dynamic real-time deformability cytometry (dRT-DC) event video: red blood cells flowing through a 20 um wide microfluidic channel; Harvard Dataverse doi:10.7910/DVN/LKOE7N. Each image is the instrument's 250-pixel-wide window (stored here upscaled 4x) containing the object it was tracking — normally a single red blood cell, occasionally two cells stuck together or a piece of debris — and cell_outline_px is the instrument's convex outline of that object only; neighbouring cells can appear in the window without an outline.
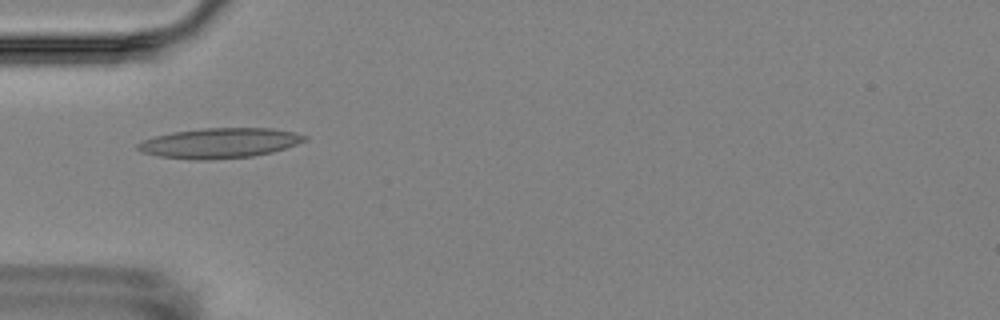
{"species": "Egyptian fruit bat (a non-hibernating species)", "species_latin": "Rousettus aegyptiacus", "temperature_condition": "room temperature", "stored_images_in_passage": 15, "camera_frame_rate_fps": 3000, "um_per_image_px": 0.085, "animal": {"sex": "female"}, "frame": {"image": 1, "passage_image": 4, "time_ms": 4.333, "image_size_px": [1000, 320], "cell_outline_px": [[308, 140], [272, 152], [252, 156], [208, 160], [196, 160], [160, 156], [144, 152], [136, 148], [136, 144], [144, 140], [156, 136], [172, 132], [204, 128], [272, 128], [292, 132], [308, 136]], "centroid_in_image_um": [18.68, 12.16], "position_along_channel_um": 66.3, "area_um2": 29.02}}
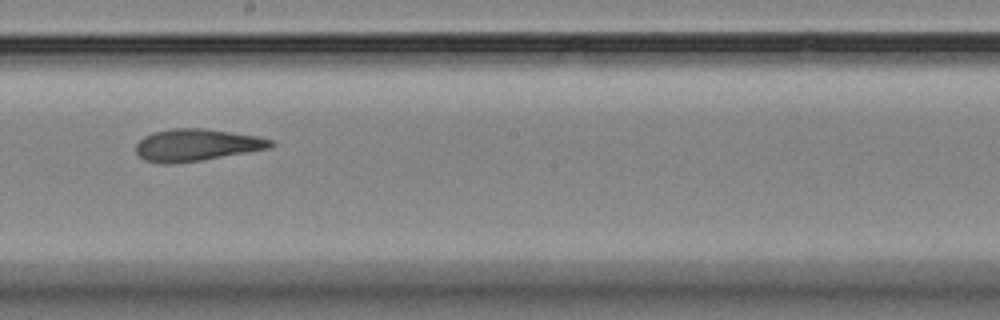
{"frame": {"image": 2, "passage_image": 8, "time_ms": 9.0, "image_size_px": [1000, 320], "cell_outline_px": [[276, 144], [268, 148], [200, 160], [172, 164], [160, 164], [144, 160], [136, 152], [136, 144], [144, 136], [152, 132], [172, 128], [204, 128], [232, 132], [256, 136], [272, 140]], "centroid_in_image_um": [16.65, 12.32], "position_along_channel_um": 231.5, "area_um2": 25.03}}
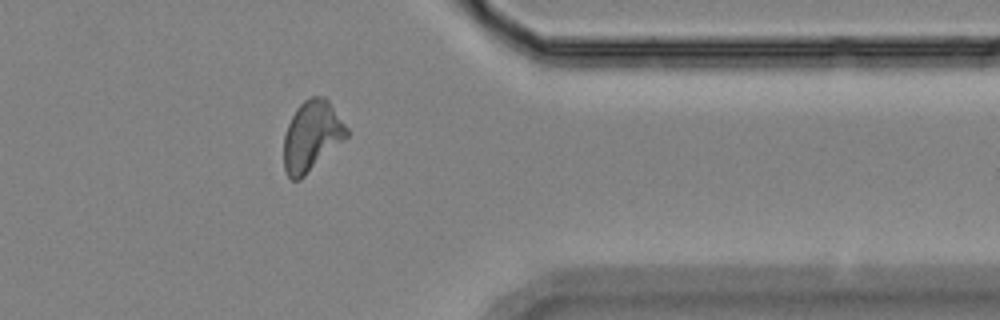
{"frame": {"image": 3, "passage_image": 12, "time_ms": 13.667, "image_size_px": [1000, 320], "cell_outline_px": [[348, 136], [300, 180], [292, 180], [288, 176], [284, 168], [284, 136], [288, 124], [296, 108], [304, 100], [312, 96], [324, 96], [328, 100], [348, 128]], "centroid_in_image_um": [26.49, 11.55], "position_along_channel_um": 384.9, "area_um2": 25.55}, "authors_computed_cell_mechanics": {"area_um2": 25.3742, "velocity_mm_per_s": 3.5301, "shape_relaxation_time_tau1_ms": 4.4264, "shape_relaxation_time_tau2_ms": 1.9738, "deformation_change_tau1": 0.1327, "deformation_change_tau2": 0.1004}}